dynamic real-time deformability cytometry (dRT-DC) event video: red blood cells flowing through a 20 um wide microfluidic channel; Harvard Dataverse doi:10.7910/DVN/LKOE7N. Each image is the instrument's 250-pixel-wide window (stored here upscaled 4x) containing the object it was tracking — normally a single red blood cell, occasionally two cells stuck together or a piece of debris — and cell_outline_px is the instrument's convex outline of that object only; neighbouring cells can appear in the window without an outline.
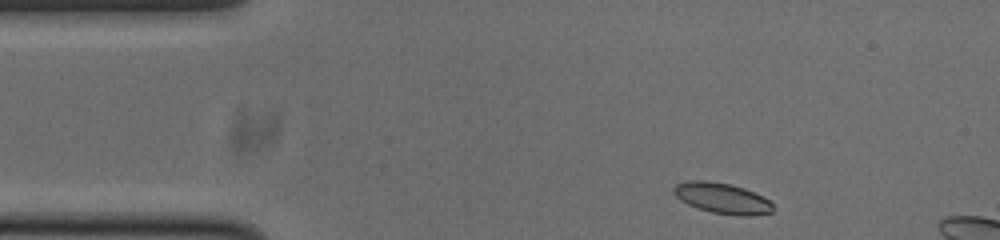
{"species": "common noctule bat (a hibernating species)", "species_latin": "Nyctalus noctula", "temperature_condition": "cold", "stored_images_in_passage": 7, "camera_frame_rate_fps": 3000, "um_per_image_px": 0.085, "animal": {"sex": "male", "body_mass_g": 20.0, "forearm_length_mm": 53.3}, "frame": {"image": 1, "passage_image": 1, "time_ms": 0.0, "image_size_px": [1000, 240], "cell_outline_px": [[772, 212], [752, 216], [740, 216], [712, 212], [696, 208], [680, 200], [672, 192], [672, 188], [676, 184], [688, 180], [704, 180], [728, 184], [744, 188], [768, 200], [772, 204]], "centroid_in_image_um": [61.33, 16.85], "position_along_channel_um": 23.7, "area_um2": 17.63}}